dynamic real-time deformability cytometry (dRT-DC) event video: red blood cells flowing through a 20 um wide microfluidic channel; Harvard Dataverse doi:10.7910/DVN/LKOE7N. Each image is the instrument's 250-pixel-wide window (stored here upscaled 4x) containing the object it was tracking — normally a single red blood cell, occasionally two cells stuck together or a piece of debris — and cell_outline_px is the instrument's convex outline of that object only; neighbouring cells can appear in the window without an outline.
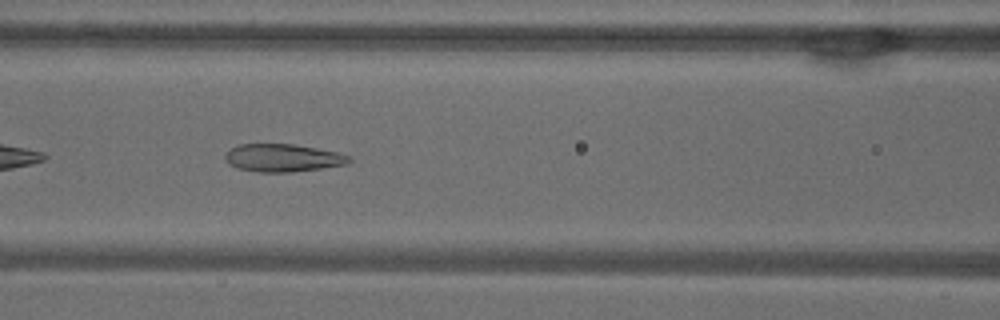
{"species": "common noctule bat (a hibernating species)", "species_latin": "Nyctalus noctula", "temperature_condition": "warm", "stored_images_in_passage": 38, "camera_frame_rate_fps": 3000, "um_per_image_px": 0.085, "animal": {"sex": "male", "body_mass_g": 18.8}, "frame": {"image": 1, "passage_image": 8, "time_ms": 2.333, "image_size_px": [1000, 320], "cell_outline_px": [[352, 160], [348, 164], [292, 172], [260, 172], [236, 168], [228, 164], [224, 160], [224, 156], [236, 144], [292, 144], [316, 148], [336, 152], [352, 156]], "centroid_in_image_um": [24.03, 13.42], "position_along_channel_um": 142.6, "area_um2": 20.11}}
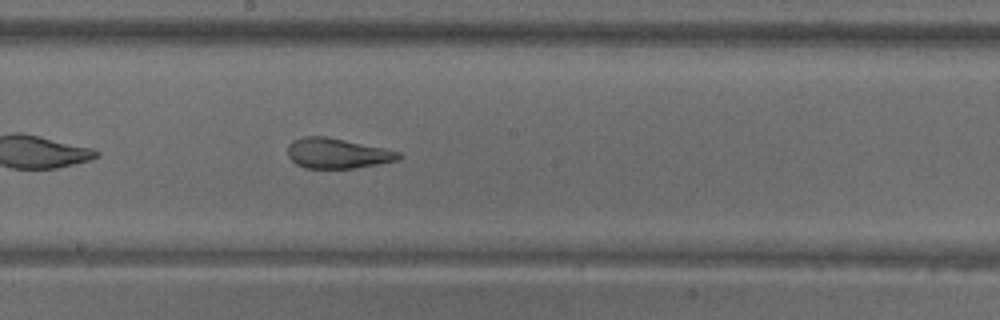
{"frame": {"image": 2, "passage_image": 14, "time_ms": 4.333, "image_size_px": [1000, 320], "cell_outline_px": [[404, 156], [400, 160], [352, 168], [304, 168], [296, 164], [288, 156], [288, 144], [292, 140], [304, 136], [324, 136], [384, 148], [400, 152]], "centroid_in_image_um": [28.66, 13.03], "position_along_channel_um": 219.5, "area_um2": 19.48}}
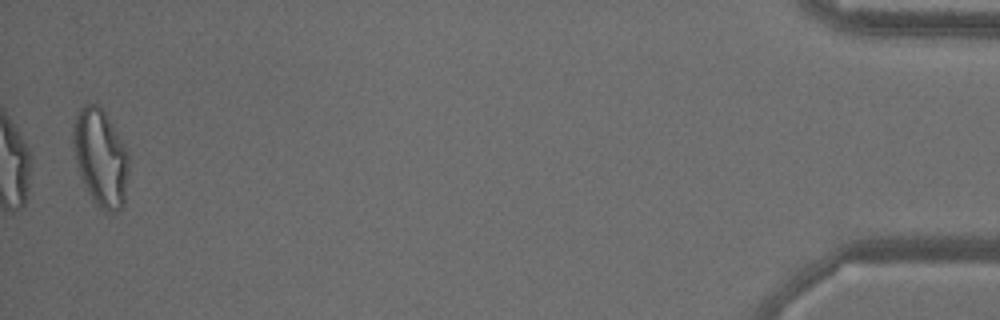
{"frame": {"image": 3, "passage_image": 37, "time_ms": 12.0, "image_size_px": [1000, 320], "cell_outline_px": [[128, 168], [124, 204], [116, 212], [104, 212], [92, 200], [80, 176], [72, 144], [72, 132], [76, 116], [80, 108], [84, 104], [96, 104], [104, 112], [112, 124], [128, 152]], "centroid_in_image_um": [8.54, 13.42], "position_along_channel_um": 426.7, "area_um2": 31.27}, "authors_computed_cell_mechanics": {"area_um2": 21.2415, "velocity_mm_per_s": 3.8529, "shape_relaxation_time_tau1_ms": null, "shape_relaxation_time_tau2_ms": 1.0313, "deformation_change_tau1": null, "deformation_change_tau2": 0.1017}}